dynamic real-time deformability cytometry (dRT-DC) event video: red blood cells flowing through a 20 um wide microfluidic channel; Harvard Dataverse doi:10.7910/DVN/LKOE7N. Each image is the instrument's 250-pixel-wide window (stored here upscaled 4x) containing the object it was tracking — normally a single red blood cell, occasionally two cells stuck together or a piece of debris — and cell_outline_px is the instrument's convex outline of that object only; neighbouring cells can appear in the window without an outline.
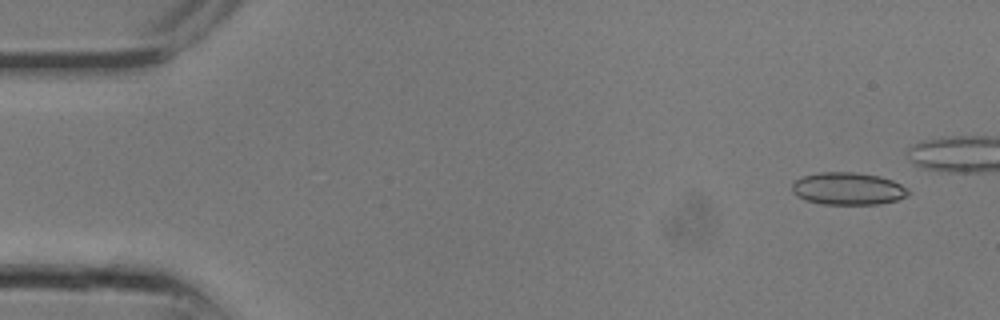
{"species": "common noctule bat (a hibernating species)", "species_latin": "Nyctalus noctula", "temperature_condition": "room temperature", "stored_images_in_passage": 13, "camera_frame_rate_fps": 3000, "um_per_image_px": 0.085, "animal": {"sex": "male", "body_mass_g": 13.3}, "frame": {"image": 1, "passage_image": 1, "time_ms": 0.0, "image_size_px": [1000, 320], "cell_outline_px": [[912, 192], [908, 196], [896, 200], [880, 204], [820, 204], [804, 200], [796, 196], [792, 192], [792, 184], [796, 180], [804, 176], [820, 172], [856, 172], [880, 176], [892, 180], [908, 188]], "centroid_in_image_um": [72.09, 16.04], "position_along_channel_um": 12.9, "area_um2": 22.2}}
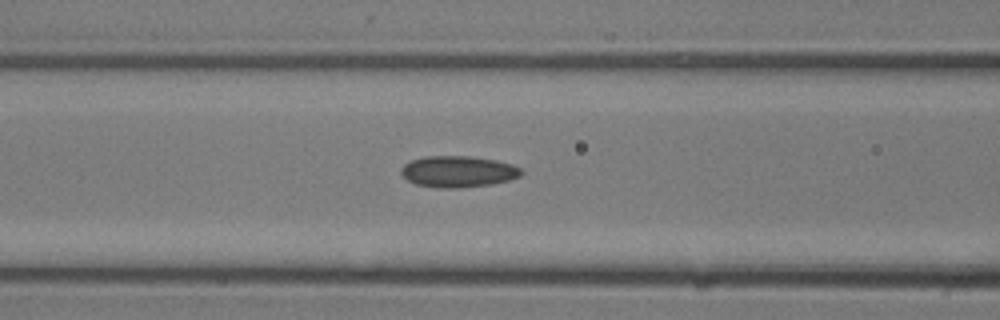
{"frame": {"image": 2, "passage_image": 10, "time_ms": 3.0, "image_size_px": [1000, 320], "cell_outline_px": [[524, 172], [520, 176], [508, 180], [492, 184], [460, 188], [436, 188], [416, 184], [408, 180], [400, 172], [400, 168], [404, 164], [412, 160], [424, 156], [472, 156], [496, 160], [512, 164], [520, 168]], "centroid_in_image_um": [38.94, 14.58], "position_along_channel_um": 127.7, "area_um2": 22.08}}